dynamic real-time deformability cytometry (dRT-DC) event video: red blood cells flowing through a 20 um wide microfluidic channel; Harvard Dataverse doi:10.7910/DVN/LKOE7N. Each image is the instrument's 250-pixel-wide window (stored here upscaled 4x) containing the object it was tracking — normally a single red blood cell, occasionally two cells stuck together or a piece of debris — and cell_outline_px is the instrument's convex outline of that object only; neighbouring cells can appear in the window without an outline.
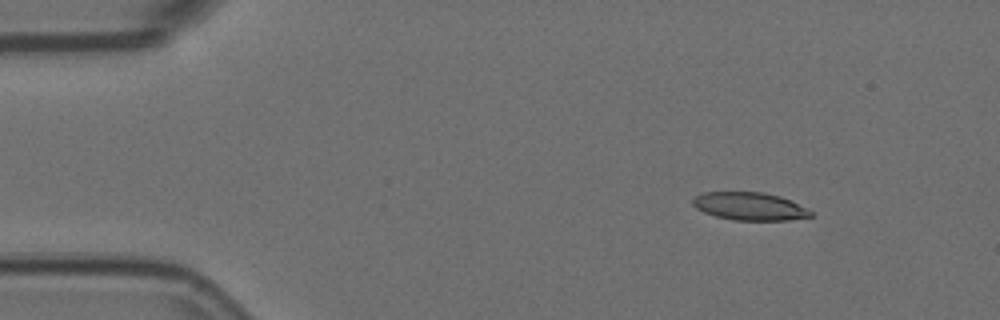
{"species": "Egyptian fruit bat (a non-hibernating species)", "species_latin": "Rousettus aegyptiacus", "temperature_condition": "room temperature", "stored_images_in_passage": 5, "camera_frame_rate_fps": 3000, "um_per_image_px": 0.085, "animal": {"sex": "female"}, "frame": {"image": 1, "passage_image": 2, "time_ms": 0.333, "image_size_px": [1000, 320], "cell_outline_px": [[812, 216], [788, 220], [732, 220], [716, 216], [704, 212], [696, 208], [692, 204], [692, 196], [704, 192], [764, 192], [780, 196], [792, 200], [812, 212]], "centroid_in_image_um": [63.69, 17.52], "position_along_channel_um": 21.3, "area_um2": 19.25}}
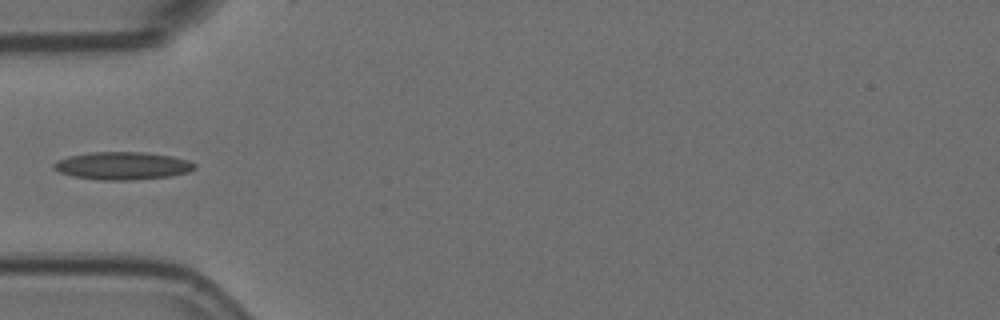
{"frame": {"image": 2, "passage_image": 5, "time_ms": 1.333, "image_size_px": [1000, 320], "cell_outline_px": [[196, 168], [188, 172], [172, 176], [132, 180], [100, 180], [72, 176], [60, 172], [52, 168], [52, 164], [68, 156], [88, 152], [144, 152], [172, 156], [188, 160], [196, 164]], "centroid_in_image_um": [10.42, 14.09], "position_along_channel_um": 74.6, "area_um2": 22.89}}